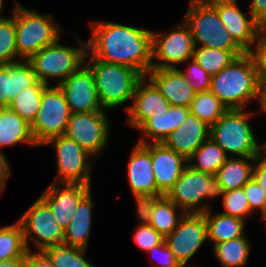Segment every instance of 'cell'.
<instances>
[{
  "mask_svg": "<svg viewBox=\"0 0 266 267\" xmlns=\"http://www.w3.org/2000/svg\"><path fill=\"white\" fill-rule=\"evenodd\" d=\"M92 25L87 48L93 58L128 66L143 77L152 69V31L103 21Z\"/></svg>",
  "mask_w": 266,
  "mask_h": 267,
  "instance_id": "obj_1",
  "label": "cell"
},
{
  "mask_svg": "<svg viewBox=\"0 0 266 267\" xmlns=\"http://www.w3.org/2000/svg\"><path fill=\"white\" fill-rule=\"evenodd\" d=\"M260 81L252 57H237L211 78L210 91L227 109H244L245 104L259 96Z\"/></svg>",
  "mask_w": 266,
  "mask_h": 267,
  "instance_id": "obj_2",
  "label": "cell"
},
{
  "mask_svg": "<svg viewBox=\"0 0 266 267\" xmlns=\"http://www.w3.org/2000/svg\"><path fill=\"white\" fill-rule=\"evenodd\" d=\"M95 78L102 108H115L133 99L135 88L143 76L120 64L106 63L90 56L87 64Z\"/></svg>",
  "mask_w": 266,
  "mask_h": 267,
  "instance_id": "obj_3",
  "label": "cell"
},
{
  "mask_svg": "<svg viewBox=\"0 0 266 267\" xmlns=\"http://www.w3.org/2000/svg\"><path fill=\"white\" fill-rule=\"evenodd\" d=\"M254 113L244 112V109H228L218 121L210 127V138L227 153L240 157H258L261 148L248 123V118ZM261 147V148H260Z\"/></svg>",
  "mask_w": 266,
  "mask_h": 267,
  "instance_id": "obj_4",
  "label": "cell"
},
{
  "mask_svg": "<svg viewBox=\"0 0 266 267\" xmlns=\"http://www.w3.org/2000/svg\"><path fill=\"white\" fill-rule=\"evenodd\" d=\"M13 17L16 29V51L24 60L44 47L59 40L60 28L55 25L52 15H42L27 10L17 3Z\"/></svg>",
  "mask_w": 266,
  "mask_h": 267,
  "instance_id": "obj_5",
  "label": "cell"
},
{
  "mask_svg": "<svg viewBox=\"0 0 266 267\" xmlns=\"http://www.w3.org/2000/svg\"><path fill=\"white\" fill-rule=\"evenodd\" d=\"M223 193L215 175L194 170L187 165L166 196L183 212L203 213L210 209L206 204H201L204 198H213Z\"/></svg>",
  "mask_w": 266,
  "mask_h": 267,
  "instance_id": "obj_6",
  "label": "cell"
},
{
  "mask_svg": "<svg viewBox=\"0 0 266 267\" xmlns=\"http://www.w3.org/2000/svg\"><path fill=\"white\" fill-rule=\"evenodd\" d=\"M80 47L74 48L58 44V40L31 56L27 61L31 64L36 79L49 85L48 78L59 79L62 83L70 74L83 66V60L88 54L85 52L87 43L79 40ZM85 46L84 48L82 46Z\"/></svg>",
  "mask_w": 266,
  "mask_h": 267,
  "instance_id": "obj_7",
  "label": "cell"
},
{
  "mask_svg": "<svg viewBox=\"0 0 266 267\" xmlns=\"http://www.w3.org/2000/svg\"><path fill=\"white\" fill-rule=\"evenodd\" d=\"M71 112L60 87L43 90L40 108L30 125L32 137L37 145H43L48 139L64 135Z\"/></svg>",
  "mask_w": 266,
  "mask_h": 267,
  "instance_id": "obj_8",
  "label": "cell"
},
{
  "mask_svg": "<svg viewBox=\"0 0 266 267\" xmlns=\"http://www.w3.org/2000/svg\"><path fill=\"white\" fill-rule=\"evenodd\" d=\"M184 19L191 30L195 47L199 42L201 47L242 50L223 26L216 8L203 6L191 0Z\"/></svg>",
  "mask_w": 266,
  "mask_h": 267,
  "instance_id": "obj_9",
  "label": "cell"
},
{
  "mask_svg": "<svg viewBox=\"0 0 266 267\" xmlns=\"http://www.w3.org/2000/svg\"><path fill=\"white\" fill-rule=\"evenodd\" d=\"M18 221L23 228L24 241L28 251H30L29 238L38 246V251H44L46 248L64 242V229L58 224L49 205L41 197ZM32 233L36 237L32 236Z\"/></svg>",
  "mask_w": 266,
  "mask_h": 267,
  "instance_id": "obj_10",
  "label": "cell"
},
{
  "mask_svg": "<svg viewBox=\"0 0 266 267\" xmlns=\"http://www.w3.org/2000/svg\"><path fill=\"white\" fill-rule=\"evenodd\" d=\"M43 144H55L58 180L63 184L90 185L92 166L87 160L92 155L65 135L48 139Z\"/></svg>",
  "mask_w": 266,
  "mask_h": 267,
  "instance_id": "obj_11",
  "label": "cell"
},
{
  "mask_svg": "<svg viewBox=\"0 0 266 267\" xmlns=\"http://www.w3.org/2000/svg\"><path fill=\"white\" fill-rule=\"evenodd\" d=\"M152 33V59L161 63H152L156 69H177L173 64L189 61L193 58L195 45L189 26L184 22L171 33ZM163 61V62H162Z\"/></svg>",
  "mask_w": 266,
  "mask_h": 267,
  "instance_id": "obj_12",
  "label": "cell"
},
{
  "mask_svg": "<svg viewBox=\"0 0 266 267\" xmlns=\"http://www.w3.org/2000/svg\"><path fill=\"white\" fill-rule=\"evenodd\" d=\"M208 239L204 213H185L178 226L165 238L181 266L192 258L203 242Z\"/></svg>",
  "mask_w": 266,
  "mask_h": 267,
  "instance_id": "obj_13",
  "label": "cell"
},
{
  "mask_svg": "<svg viewBox=\"0 0 266 267\" xmlns=\"http://www.w3.org/2000/svg\"><path fill=\"white\" fill-rule=\"evenodd\" d=\"M103 111L73 113L64 135L95 155L108 142V123Z\"/></svg>",
  "mask_w": 266,
  "mask_h": 267,
  "instance_id": "obj_14",
  "label": "cell"
},
{
  "mask_svg": "<svg viewBox=\"0 0 266 267\" xmlns=\"http://www.w3.org/2000/svg\"><path fill=\"white\" fill-rule=\"evenodd\" d=\"M65 95L71 114L104 111L100 104L95 78L86 64L58 84Z\"/></svg>",
  "mask_w": 266,
  "mask_h": 267,
  "instance_id": "obj_15",
  "label": "cell"
},
{
  "mask_svg": "<svg viewBox=\"0 0 266 267\" xmlns=\"http://www.w3.org/2000/svg\"><path fill=\"white\" fill-rule=\"evenodd\" d=\"M128 180L135 195L162 194L157 190L151 159V143L141 138L134 147L128 164Z\"/></svg>",
  "mask_w": 266,
  "mask_h": 267,
  "instance_id": "obj_16",
  "label": "cell"
},
{
  "mask_svg": "<svg viewBox=\"0 0 266 267\" xmlns=\"http://www.w3.org/2000/svg\"><path fill=\"white\" fill-rule=\"evenodd\" d=\"M144 79L146 80V77H143L135 88L133 106L126 108L129 114L128 122L138 129L148 119L165 114L171 106L150 80L149 85L145 86Z\"/></svg>",
  "mask_w": 266,
  "mask_h": 267,
  "instance_id": "obj_17",
  "label": "cell"
},
{
  "mask_svg": "<svg viewBox=\"0 0 266 267\" xmlns=\"http://www.w3.org/2000/svg\"><path fill=\"white\" fill-rule=\"evenodd\" d=\"M151 159L157 190L167 195L188 165V160L163 143L152 142Z\"/></svg>",
  "mask_w": 266,
  "mask_h": 267,
  "instance_id": "obj_18",
  "label": "cell"
},
{
  "mask_svg": "<svg viewBox=\"0 0 266 267\" xmlns=\"http://www.w3.org/2000/svg\"><path fill=\"white\" fill-rule=\"evenodd\" d=\"M56 180L40 197L49 205L58 224L65 229L71 222L78 203L91 190V186L63 184L64 189L60 191L56 185Z\"/></svg>",
  "mask_w": 266,
  "mask_h": 267,
  "instance_id": "obj_19",
  "label": "cell"
},
{
  "mask_svg": "<svg viewBox=\"0 0 266 267\" xmlns=\"http://www.w3.org/2000/svg\"><path fill=\"white\" fill-rule=\"evenodd\" d=\"M216 9L231 38L245 53H248L264 29L252 17L247 19L238 8L237 2L221 5Z\"/></svg>",
  "mask_w": 266,
  "mask_h": 267,
  "instance_id": "obj_20",
  "label": "cell"
},
{
  "mask_svg": "<svg viewBox=\"0 0 266 267\" xmlns=\"http://www.w3.org/2000/svg\"><path fill=\"white\" fill-rule=\"evenodd\" d=\"M145 77H148L171 106L189 107L195 97L196 93L178 68H152Z\"/></svg>",
  "mask_w": 266,
  "mask_h": 267,
  "instance_id": "obj_21",
  "label": "cell"
},
{
  "mask_svg": "<svg viewBox=\"0 0 266 267\" xmlns=\"http://www.w3.org/2000/svg\"><path fill=\"white\" fill-rule=\"evenodd\" d=\"M210 137V126L191 113L163 144L187 160Z\"/></svg>",
  "mask_w": 266,
  "mask_h": 267,
  "instance_id": "obj_22",
  "label": "cell"
},
{
  "mask_svg": "<svg viewBox=\"0 0 266 267\" xmlns=\"http://www.w3.org/2000/svg\"><path fill=\"white\" fill-rule=\"evenodd\" d=\"M37 81L27 60L0 64V108H8L12 100Z\"/></svg>",
  "mask_w": 266,
  "mask_h": 267,
  "instance_id": "obj_23",
  "label": "cell"
},
{
  "mask_svg": "<svg viewBox=\"0 0 266 267\" xmlns=\"http://www.w3.org/2000/svg\"><path fill=\"white\" fill-rule=\"evenodd\" d=\"M91 190L80 200L71 222L64 229L65 245L86 249L92 223Z\"/></svg>",
  "mask_w": 266,
  "mask_h": 267,
  "instance_id": "obj_24",
  "label": "cell"
},
{
  "mask_svg": "<svg viewBox=\"0 0 266 267\" xmlns=\"http://www.w3.org/2000/svg\"><path fill=\"white\" fill-rule=\"evenodd\" d=\"M189 107L170 106L168 111L148 119L139 129L152 138V143H163L166 138L187 119Z\"/></svg>",
  "mask_w": 266,
  "mask_h": 267,
  "instance_id": "obj_25",
  "label": "cell"
},
{
  "mask_svg": "<svg viewBox=\"0 0 266 267\" xmlns=\"http://www.w3.org/2000/svg\"><path fill=\"white\" fill-rule=\"evenodd\" d=\"M20 142L37 145L30 125L10 108H0V150Z\"/></svg>",
  "mask_w": 266,
  "mask_h": 267,
  "instance_id": "obj_26",
  "label": "cell"
},
{
  "mask_svg": "<svg viewBox=\"0 0 266 267\" xmlns=\"http://www.w3.org/2000/svg\"><path fill=\"white\" fill-rule=\"evenodd\" d=\"M256 161V157L228 158L216 173V178L223 191H231L242 188L251 178L253 164L248 161Z\"/></svg>",
  "mask_w": 266,
  "mask_h": 267,
  "instance_id": "obj_27",
  "label": "cell"
},
{
  "mask_svg": "<svg viewBox=\"0 0 266 267\" xmlns=\"http://www.w3.org/2000/svg\"><path fill=\"white\" fill-rule=\"evenodd\" d=\"M203 213L207 223L208 239H211L214 244L245 235L243 230L245 220L222 213L212 216L210 209Z\"/></svg>",
  "mask_w": 266,
  "mask_h": 267,
  "instance_id": "obj_28",
  "label": "cell"
},
{
  "mask_svg": "<svg viewBox=\"0 0 266 267\" xmlns=\"http://www.w3.org/2000/svg\"><path fill=\"white\" fill-rule=\"evenodd\" d=\"M197 159V163H192ZM228 159L223 149L210 137L188 158V166L203 173L216 175Z\"/></svg>",
  "mask_w": 266,
  "mask_h": 267,
  "instance_id": "obj_29",
  "label": "cell"
},
{
  "mask_svg": "<svg viewBox=\"0 0 266 267\" xmlns=\"http://www.w3.org/2000/svg\"><path fill=\"white\" fill-rule=\"evenodd\" d=\"M244 54L243 50L200 47L194 50L193 59L212 77L229 66L237 57Z\"/></svg>",
  "mask_w": 266,
  "mask_h": 267,
  "instance_id": "obj_30",
  "label": "cell"
},
{
  "mask_svg": "<svg viewBox=\"0 0 266 267\" xmlns=\"http://www.w3.org/2000/svg\"><path fill=\"white\" fill-rule=\"evenodd\" d=\"M47 86L37 80L32 86L24 88L12 100L8 108L31 125L39 111L42 92Z\"/></svg>",
  "mask_w": 266,
  "mask_h": 267,
  "instance_id": "obj_31",
  "label": "cell"
},
{
  "mask_svg": "<svg viewBox=\"0 0 266 267\" xmlns=\"http://www.w3.org/2000/svg\"><path fill=\"white\" fill-rule=\"evenodd\" d=\"M178 206L166 195L158 196L151 215L149 225L166 238L179 224L183 215L176 218L175 211Z\"/></svg>",
  "mask_w": 266,
  "mask_h": 267,
  "instance_id": "obj_32",
  "label": "cell"
},
{
  "mask_svg": "<svg viewBox=\"0 0 266 267\" xmlns=\"http://www.w3.org/2000/svg\"><path fill=\"white\" fill-rule=\"evenodd\" d=\"M190 113L212 126L228 110L219 98L210 90L196 93L189 106Z\"/></svg>",
  "mask_w": 266,
  "mask_h": 267,
  "instance_id": "obj_33",
  "label": "cell"
},
{
  "mask_svg": "<svg viewBox=\"0 0 266 267\" xmlns=\"http://www.w3.org/2000/svg\"><path fill=\"white\" fill-rule=\"evenodd\" d=\"M251 245L241 236L214 244V253L223 267L244 266L248 260Z\"/></svg>",
  "mask_w": 266,
  "mask_h": 267,
  "instance_id": "obj_34",
  "label": "cell"
},
{
  "mask_svg": "<svg viewBox=\"0 0 266 267\" xmlns=\"http://www.w3.org/2000/svg\"><path fill=\"white\" fill-rule=\"evenodd\" d=\"M28 252L19 221L0 228V261L21 258Z\"/></svg>",
  "mask_w": 266,
  "mask_h": 267,
  "instance_id": "obj_35",
  "label": "cell"
},
{
  "mask_svg": "<svg viewBox=\"0 0 266 267\" xmlns=\"http://www.w3.org/2000/svg\"><path fill=\"white\" fill-rule=\"evenodd\" d=\"M86 249L60 244L46 248L43 252L55 267H94L85 257Z\"/></svg>",
  "mask_w": 266,
  "mask_h": 267,
  "instance_id": "obj_36",
  "label": "cell"
},
{
  "mask_svg": "<svg viewBox=\"0 0 266 267\" xmlns=\"http://www.w3.org/2000/svg\"><path fill=\"white\" fill-rule=\"evenodd\" d=\"M16 56L18 57L14 17L0 19V64L16 62Z\"/></svg>",
  "mask_w": 266,
  "mask_h": 267,
  "instance_id": "obj_37",
  "label": "cell"
},
{
  "mask_svg": "<svg viewBox=\"0 0 266 267\" xmlns=\"http://www.w3.org/2000/svg\"><path fill=\"white\" fill-rule=\"evenodd\" d=\"M223 205L226 211L222 214L245 220L246 215L251 214L248 200L243 188L224 191Z\"/></svg>",
  "mask_w": 266,
  "mask_h": 267,
  "instance_id": "obj_38",
  "label": "cell"
},
{
  "mask_svg": "<svg viewBox=\"0 0 266 267\" xmlns=\"http://www.w3.org/2000/svg\"><path fill=\"white\" fill-rule=\"evenodd\" d=\"M195 93L210 90L211 76L192 58L186 72L179 70Z\"/></svg>",
  "mask_w": 266,
  "mask_h": 267,
  "instance_id": "obj_39",
  "label": "cell"
},
{
  "mask_svg": "<svg viewBox=\"0 0 266 267\" xmlns=\"http://www.w3.org/2000/svg\"><path fill=\"white\" fill-rule=\"evenodd\" d=\"M133 238L136 244L146 252L165 241V238L150 225L141 224L137 228Z\"/></svg>",
  "mask_w": 266,
  "mask_h": 267,
  "instance_id": "obj_40",
  "label": "cell"
},
{
  "mask_svg": "<svg viewBox=\"0 0 266 267\" xmlns=\"http://www.w3.org/2000/svg\"><path fill=\"white\" fill-rule=\"evenodd\" d=\"M256 45L248 54L254 61L259 81L262 83L266 82V30L260 33Z\"/></svg>",
  "mask_w": 266,
  "mask_h": 267,
  "instance_id": "obj_41",
  "label": "cell"
},
{
  "mask_svg": "<svg viewBox=\"0 0 266 267\" xmlns=\"http://www.w3.org/2000/svg\"><path fill=\"white\" fill-rule=\"evenodd\" d=\"M242 188L248 200L250 211L260 208L263 213L266 210V195L263 194L257 182L251 178Z\"/></svg>",
  "mask_w": 266,
  "mask_h": 267,
  "instance_id": "obj_42",
  "label": "cell"
},
{
  "mask_svg": "<svg viewBox=\"0 0 266 267\" xmlns=\"http://www.w3.org/2000/svg\"><path fill=\"white\" fill-rule=\"evenodd\" d=\"M157 195H135L137 201V215L141 225H149Z\"/></svg>",
  "mask_w": 266,
  "mask_h": 267,
  "instance_id": "obj_43",
  "label": "cell"
},
{
  "mask_svg": "<svg viewBox=\"0 0 266 267\" xmlns=\"http://www.w3.org/2000/svg\"><path fill=\"white\" fill-rule=\"evenodd\" d=\"M23 267H55L49 257L43 252L31 253L24 256Z\"/></svg>",
  "mask_w": 266,
  "mask_h": 267,
  "instance_id": "obj_44",
  "label": "cell"
},
{
  "mask_svg": "<svg viewBox=\"0 0 266 267\" xmlns=\"http://www.w3.org/2000/svg\"><path fill=\"white\" fill-rule=\"evenodd\" d=\"M147 252H150V253L158 252V253H160V257L163 260L161 262V266L160 267H182L177 262L173 252L167 247L165 241L162 244H160V245H158L156 247H153L152 249H150Z\"/></svg>",
  "mask_w": 266,
  "mask_h": 267,
  "instance_id": "obj_45",
  "label": "cell"
},
{
  "mask_svg": "<svg viewBox=\"0 0 266 267\" xmlns=\"http://www.w3.org/2000/svg\"><path fill=\"white\" fill-rule=\"evenodd\" d=\"M266 151V150H265ZM257 166L254 165L252 178L257 182L259 187H261L263 194L266 195V155L263 157L261 154L260 156L256 157Z\"/></svg>",
  "mask_w": 266,
  "mask_h": 267,
  "instance_id": "obj_46",
  "label": "cell"
},
{
  "mask_svg": "<svg viewBox=\"0 0 266 267\" xmlns=\"http://www.w3.org/2000/svg\"><path fill=\"white\" fill-rule=\"evenodd\" d=\"M250 17L266 30V0H251Z\"/></svg>",
  "mask_w": 266,
  "mask_h": 267,
  "instance_id": "obj_47",
  "label": "cell"
},
{
  "mask_svg": "<svg viewBox=\"0 0 266 267\" xmlns=\"http://www.w3.org/2000/svg\"><path fill=\"white\" fill-rule=\"evenodd\" d=\"M10 175V168L6 157L0 150V193L5 189V183Z\"/></svg>",
  "mask_w": 266,
  "mask_h": 267,
  "instance_id": "obj_48",
  "label": "cell"
},
{
  "mask_svg": "<svg viewBox=\"0 0 266 267\" xmlns=\"http://www.w3.org/2000/svg\"><path fill=\"white\" fill-rule=\"evenodd\" d=\"M194 1L203 6L212 7V8H216L221 5L236 3V0H194Z\"/></svg>",
  "mask_w": 266,
  "mask_h": 267,
  "instance_id": "obj_49",
  "label": "cell"
},
{
  "mask_svg": "<svg viewBox=\"0 0 266 267\" xmlns=\"http://www.w3.org/2000/svg\"><path fill=\"white\" fill-rule=\"evenodd\" d=\"M24 257L0 261V267H23Z\"/></svg>",
  "mask_w": 266,
  "mask_h": 267,
  "instance_id": "obj_50",
  "label": "cell"
},
{
  "mask_svg": "<svg viewBox=\"0 0 266 267\" xmlns=\"http://www.w3.org/2000/svg\"><path fill=\"white\" fill-rule=\"evenodd\" d=\"M261 108L266 112V82L260 83L259 96Z\"/></svg>",
  "mask_w": 266,
  "mask_h": 267,
  "instance_id": "obj_51",
  "label": "cell"
},
{
  "mask_svg": "<svg viewBox=\"0 0 266 267\" xmlns=\"http://www.w3.org/2000/svg\"><path fill=\"white\" fill-rule=\"evenodd\" d=\"M2 4H3V0H0V12H1V9H2ZM4 17H1L0 16V19H3Z\"/></svg>",
  "mask_w": 266,
  "mask_h": 267,
  "instance_id": "obj_52",
  "label": "cell"
},
{
  "mask_svg": "<svg viewBox=\"0 0 266 267\" xmlns=\"http://www.w3.org/2000/svg\"><path fill=\"white\" fill-rule=\"evenodd\" d=\"M262 217H263L262 219H265V222H266V210L262 213Z\"/></svg>",
  "mask_w": 266,
  "mask_h": 267,
  "instance_id": "obj_53",
  "label": "cell"
}]
</instances>
